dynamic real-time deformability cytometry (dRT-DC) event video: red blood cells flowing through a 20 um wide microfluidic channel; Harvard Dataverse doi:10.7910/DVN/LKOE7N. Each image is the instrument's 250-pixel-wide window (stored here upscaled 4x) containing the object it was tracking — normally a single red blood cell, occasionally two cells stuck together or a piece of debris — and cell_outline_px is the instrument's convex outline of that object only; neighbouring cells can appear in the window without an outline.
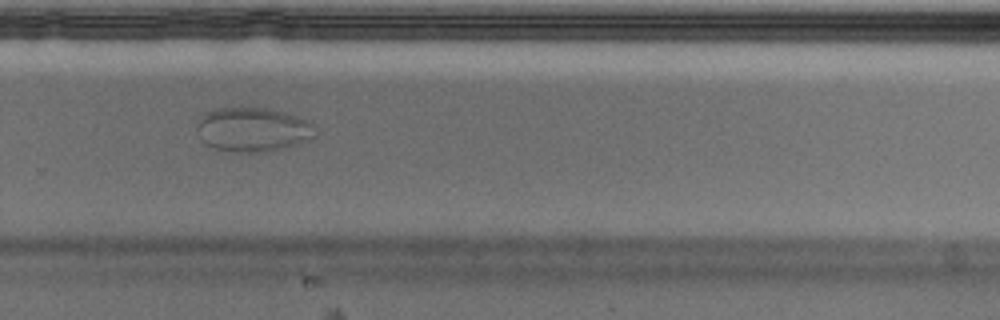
{"species": "Egyptian fruit bat (a non-hibernating species)", "species_latin": "Rousettus aegyptiacus", "temperature_condition": "cold", "stored_images_in_passage": 23, "camera_frame_rate_fps": 3000, "um_per_image_px": 0.085, "animal": {"sex": "male"}, "frame": {"image": 1, "passage_image": 20, "time_ms": 6.333, "image_size_px": [1000, 320], "cell_outline_px": [[316, 136], [300, 144], [268, 152], [236, 152], [212, 148], [204, 144], [200, 140], [196, 128], [200, 120], [208, 112], [216, 108], [264, 108], [284, 112], [308, 120], [316, 124]], "centroid_in_image_um": [21.53, 11.04], "position_along_channel_um": 308.3, "area_um2": 30.81}}